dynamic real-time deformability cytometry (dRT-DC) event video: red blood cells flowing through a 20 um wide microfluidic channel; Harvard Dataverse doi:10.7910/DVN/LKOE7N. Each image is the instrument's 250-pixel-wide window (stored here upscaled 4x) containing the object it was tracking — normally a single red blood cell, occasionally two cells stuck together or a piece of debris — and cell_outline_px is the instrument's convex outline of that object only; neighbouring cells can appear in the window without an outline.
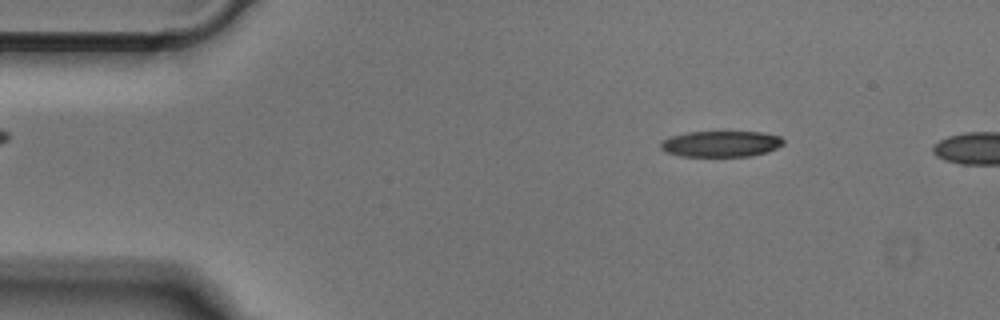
{"species": "Egyptian fruit bat (a non-hibernating species)", "species_latin": "Rousettus aegyptiacus", "temperature_condition": "cold", "stored_images_in_passage": 12, "camera_frame_rate_fps": 3000, "um_per_image_px": 0.085, "animal": {"sex": "male"}, "frame": {"image": 1, "passage_image": 6, "time_ms": 1.667, "image_size_px": [1000, 320], "cell_outline_px": [[784, 144], [768, 152], [752, 156], [680, 156], [664, 152], [660, 148], [660, 144], [664, 140], [672, 136], [688, 132], [760, 132], [780, 136], [784, 140]], "centroid_in_image_um": [61.29, 12.23], "position_along_channel_um": 23.7, "area_um2": 18.61}}